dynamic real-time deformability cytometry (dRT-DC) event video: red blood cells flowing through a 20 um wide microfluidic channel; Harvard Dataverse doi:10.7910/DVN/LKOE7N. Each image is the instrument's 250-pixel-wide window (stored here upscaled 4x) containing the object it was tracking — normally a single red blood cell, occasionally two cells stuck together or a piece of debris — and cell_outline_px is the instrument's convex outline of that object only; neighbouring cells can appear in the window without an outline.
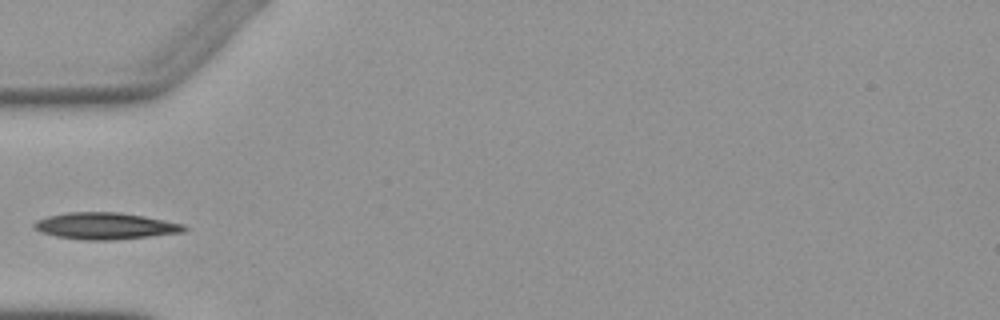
{"species": "Egyptian fruit bat (a non-hibernating species)", "species_latin": "Rousettus aegyptiacus", "temperature_condition": "warm", "stored_images_in_passage": 1, "camera_frame_rate_fps": 3000, "um_per_image_px": 0.085, "animal": {"sex": "female"}, "frame": {"image": 1, "passage_image": 1, "time_ms": 0.0, "image_size_px": [1000, 320], "cell_outline_px": [[188, 228], [184, 232], [112, 240], [80, 240], [56, 236], [40, 232], [32, 228], [32, 224], [36, 220], [48, 216], [68, 212], [120, 212], [144, 216], [184, 224]], "centroid_in_image_um": [8.91, 19.2], "position_along_channel_um": 76.1, "area_um2": 23.41}}